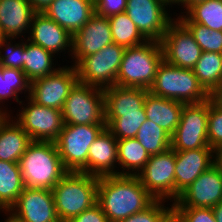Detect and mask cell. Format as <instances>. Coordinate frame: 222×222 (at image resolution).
Returning a JSON list of instances; mask_svg holds the SVG:
<instances>
[{
    "instance_id": "cell-38",
    "label": "cell",
    "mask_w": 222,
    "mask_h": 222,
    "mask_svg": "<svg viewBox=\"0 0 222 222\" xmlns=\"http://www.w3.org/2000/svg\"><path fill=\"white\" fill-rule=\"evenodd\" d=\"M207 135L210 148L222 146V103L215 96L209 98Z\"/></svg>"
},
{
    "instance_id": "cell-32",
    "label": "cell",
    "mask_w": 222,
    "mask_h": 222,
    "mask_svg": "<svg viewBox=\"0 0 222 222\" xmlns=\"http://www.w3.org/2000/svg\"><path fill=\"white\" fill-rule=\"evenodd\" d=\"M108 19L113 43L129 48L147 41L125 12L111 16Z\"/></svg>"
},
{
    "instance_id": "cell-4",
    "label": "cell",
    "mask_w": 222,
    "mask_h": 222,
    "mask_svg": "<svg viewBox=\"0 0 222 222\" xmlns=\"http://www.w3.org/2000/svg\"><path fill=\"white\" fill-rule=\"evenodd\" d=\"M162 61L163 51L158 41L147 40L143 44L125 48L116 85L149 90Z\"/></svg>"
},
{
    "instance_id": "cell-37",
    "label": "cell",
    "mask_w": 222,
    "mask_h": 222,
    "mask_svg": "<svg viewBox=\"0 0 222 222\" xmlns=\"http://www.w3.org/2000/svg\"><path fill=\"white\" fill-rule=\"evenodd\" d=\"M165 200H155L145 210L119 222H173V206H165Z\"/></svg>"
},
{
    "instance_id": "cell-1",
    "label": "cell",
    "mask_w": 222,
    "mask_h": 222,
    "mask_svg": "<svg viewBox=\"0 0 222 222\" xmlns=\"http://www.w3.org/2000/svg\"><path fill=\"white\" fill-rule=\"evenodd\" d=\"M155 200L137 176L112 175L98 178L97 203L109 222H119L141 212Z\"/></svg>"
},
{
    "instance_id": "cell-27",
    "label": "cell",
    "mask_w": 222,
    "mask_h": 222,
    "mask_svg": "<svg viewBox=\"0 0 222 222\" xmlns=\"http://www.w3.org/2000/svg\"><path fill=\"white\" fill-rule=\"evenodd\" d=\"M199 83L211 95L222 89V54L217 52H202L192 69Z\"/></svg>"
},
{
    "instance_id": "cell-49",
    "label": "cell",
    "mask_w": 222,
    "mask_h": 222,
    "mask_svg": "<svg viewBox=\"0 0 222 222\" xmlns=\"http://www.w3.org/2000/svg\"><path fill=\"white\" fill-rule=\"evenodd\" d=\"M92 3H95V2H97L98 0H90Z\"/></svg>"
},
{
    "instance_id": "cell-45",
    "label": "cell",
    "mask_w": 222,
    "mask_h": 222,
    "mask_svg": "<svg viewBox=\"0 0 222 222\" xmlns=\"http://www.w3.org/2000/svg\"><path fill=\"white\" fill-rule=\"evenodd\" d=\"M212 209H213L216 221L222 222V201L216 206H214Z\"/></svg>"
},
{
    "instance_id": "cell-17",
    "label": "cell",
    "mask_w": 222,
    "mask_h": 222,
    "mask_svg": "<svg viewBox=\"0 0 222 222\" xmlns=\"http://www.w3.org/2000/svg\"><path fill=\"white\" fill-rule=\"evenodd\" d=\"M109 19L94 14L88 22L72 35V56L74 66L84 57L95 54L112 44Z\"/></svg>"
},
{
    "instance_id": "cell-9",
    "label": "cell",
    "mask_w": 222,
    "mask_h": 222,
    "mask_svg": "<svg viewBox=\"0 0 222 222\" xmlns=\"http://www.w3.org/2000/svg\"><path fill=\"white\" fill-rule=\"evenodd\" d=\"M209 99L196 104H184L180 122L171 136V148L185 151L210 148L208 144Z\"/></svg>"
},
{
    "instance_id": "cell-44",
    "label": "cell",
    "mask_w": 222,
    "mask_h": 222,
    "mask_svg": "<svg viewBox=\"0 0 222 222\" xmlns=\"http://www.w3.org/2000/svg\"><path fill=\"white\" fill-rule=\"evenodd\" d=\"M215 164L222 171V146L214 150Z\"/></svg>"
},
{
    "instance_id": "cell-34",
    "label": "cell",
    "mask_w": 222,
    "mask_h": 222,
    "mask_svg": "<svg viewBox=\"0 0 222 222\" xmlns=\"http://www.w3.org/2000/svg\"><path fill=\"white\" fill-rule=\"evenodd\" d=\"M144 107L139 112L122 113L116 119H105L106 128L117 139L135 138L139 128L146 121Z\"/></svg>"
},
{
    "instance_id": "cell-5",
    "label": "cell",
    "mask_w": 222,
    "mask_h": 222,
    "mask_svg": "<svg viewBox=\"0 0 222 222\" xmlns=\"http://www.w3.org/2000/svg\"><path fill=\"white\" fill-rule=\"evenodd\" d=\"M149 92L184 104L201 103L212 97L199 83L192 69L176 67L164 59Z\"/></svg>"
},
{
    "instance_id": "cell-48",
    "label": "cell",
    "mask_w": 222,
    "mask_h": 222,
    "mask_svg": "<svg viewBox=\"0 0 222 222\" xmlns=\"http://www.w3.org/2000/svg\"><path fill=\"white\" fill-rule=\"evenodd\" d=\"M3 38V35H2V33H1V31H0V40Z\"/></svg>"
},
{
    "instance_id": "cell-36",
    "label": "cell",
    "mask_w": 222,
    "mask_h": 222,
    "mask_svg": "<svg viewBox=\"0 0 222 222\" xmlns=\"http://www.w3.org/2000/svg\"><path fill=\"white\" fill-rule=\"evenodd\" d=\"M15 39L3 37L0 40V66L23 70L25 39L21 38L19 43H15ZM3 52L5 53L3 54Z\"/></svg>"
},
{
    "instance_id": "cell-42",
    "label": "cell",
    "mask_w": 222,
    "mask_h": 222,
    "mask_svg": "<svg viewBox=\"0 0 222 222\" xmlns=\"http://www.w3.org/2000/svg\"><path fill=\"white\" fill-rule=\"evenodd\" d=\"M36 12H43L54 0H28Z\"/></svg>"
},
{
    "instance_id": "cell-6",
    "label": "cell",
    "mask_w": 222,
    "mask_h": 222,
    "mask_svg": "<svg viewBox=\"0 0 222 222\" xmlns=\"http://www.w3.org/2000/svg\"><path fill=\"white\" fill-rule=\"evenodd\" d=\"M106 124H64L55 144L59 156L68 172L88 174V152Z\"/></svg>"
},
{
    "instance_id": "cell-14",
    "label": "cell",
    "mask_w": 222,
    "mask_h": 222,
    "mask_svg": "<svg viewBox=\"0 0 222 222\" xmlns=\"http://www.w3.org/2000/svg\"><path fill=\"white\" fill-rule=\"evenodd\" d=\"M160 43L163 59L180 68L193 69L203 52L190 31L177 18L169 24Z\"/></svg>"
},
{
    "instance_id": "cell-25",
    "label": "cell",
    "mask_w": 222,
    "mask_h": 222,
    "mask_svg": "<svg viewBox=\"0 0 222 222\" xmlns=\"http://www.w3.org/2000/svg\"><path fill=\"white\" fill-rule=\"evenodd\" d=\"M184 103L147 93L144 110L146 118L172 136L180 122Z\"/></svg>"
},
{
    "instance_id": "cell-47",
    "label": "cell",
    "mask_w": 222,
    "mask_h": 222,
    "mask_svg": "<svg viewBox=\"0 0 222 222\" xmlns=\"http://www.w3.org/2000/svg\"><path fill=\"white\" fill-rule=\"evenodd\" d=\"M222 103V89L215 96Z\"/></svg>"
},
{
    "instance_id": "cell-23",
    "label": "cell",
    "mask_w": 222,
    "mask_h": 222,
    "mask_svg": "<svg viewBox=\"0 0 222 222\" xmlns=\"http://www.w3.org/2000/svg\"><path fill=\"white\" fill-rule=\"evenodd\" d=\"M149 90L113 85L104 89L105 119H116L122 113L139 112Z\"/></svg>"
},
{
    "instance_id": "cell-29",
    "label": "cell",
    "mask_w": 222,
    "mask_h": 222,
    "mask_svg": "<svg viewBox=\"0 0 222 222\" xmlns=\"http://www.w3.org/2000/svg\"><path fill=\"white\" fill-rule=\"evenodd\" d=\"M118 175L137 176L148 162L150 155L136 138L117 140Z\"/></svg>"
},
{
    "instance_id": "cell-11",
    "label": "cell",
    "mask_w": 222,
    "mask_h": 222,
    "mask_svg": "<svg viewBox=\"0 0 222 222\" xmlns=\"http://www.w3.org/2000/svg\"><path fill=\"white\" fill-rule=\"evenodd\" d=\"M168 7L169 0H128L125 13L147 40L160 42L175 19Z\"/></svg>"
},
{
    "instance_id": "cell-18",
    "label": "cell",
    "mask_w": 222,
    "mask_h": 222,
    "mask_svg": "<svg viewBox=\"0 0 222 222\" xmlns=\"http://www.w3.org/2000/svg\"><path fill=\"white\" fill-rule=\"evenodd\" d=\"M27 40L54 55L68 50L72 56V35L43 12L34 14Z\"/></svg>"
},
{
    "instance_id": "cell-21",
    "label": "cell",
    "mask_w": 222,
    "mask_h": 222,
    "mask_svg": "<svg viewBox=\"0 0 222 222\" xmlns=\"http://www.w3.org/2000/svg\"><path fill=\"white\" fill-rule=\"evenodd\" d=\"M43 13L73 35L95 14V9L90 0H54Z\"/></svg>"
},
{
    "instance_id": "cell-19",
    "label": "cell",
    "mask_w": 222,
    "mask_h": 222,
    "mask_svg": "<svg viewBox=\"0 0 222 222\" xmlns=\"http://www.w3.org/2000/svg\"><path fill=\"white\" fill-rule=\"evenodd\" d=\"M175 201L204 171L215 163L212 148L175 151Z\"/></svg>"
},
{
    "instance_id": "cell-43",
    "label": "cell",
    "mask_w": 222,
    "mask_h": 222,
    "mask_svg": "<svg viewBox=\"0 0 222 222\" xmlns=\"http://www.w3.org/2000/svg\"><path fill=\"white\" fill-rule=\"evenodd\" d=\"M203 1H206V0H173L171 2L172 6L173 5H178V6H182L181 7V10L184 9L185 12L191 7L193 6L194 4L196 3H199V2H203ZM181 4V5H180Z\"/></svg>"
},
{
    "instance_id": "cell-39",
    "label": "cell",
    "mask_w": 222,
    "mask_h": 222,
    "mask_svg": "<svg viewBox=\"0 0 222 222\" xmlns=\"http://www.w3.org/2000/svg\"><path fill=\"white\" fill-rule=\"evenodd\" d=\"M173 222H217L213 209L205 207L173 208Z\"/></svg>"
},
{
    "instance_id": "cell-24",
    "label": "cell",
    "mask_w": 222,
    "mask_h": 222,
    "mask_svg": "<svg viewBox=\"0 0 222 222\" xmlns=\"http://www.w3.org/2000/svg\"><path fill=\"white\" fill-rule=\"evenodd\" d=\"M31 142L29 135L11 118L0 117V160L18 163Z\"/></svg>"
},
{
    "instance_id": "cell-3",
    "label": "cell",
    "mask_w": 222,
    "mask_h": 222,
    "mask_svg": "<svg viewBox=\"0 0 222 222\" xmlns=\"http://www.w3.org/2000/svg\"><path fill=\"white\" fill-rule=\"evenodd\" d=\"M98 177L68 172L51 190L61 222L81 214L97 203Z\"/></svg>"
},
{
    "instance_id": "cell-16",
    "label": "cell",
    "mask_w": 222,
    "mask_h": 222,
    "mask_svg": "<svg viewBox=\"0 0 222 222\" xmlns=\"http://www.w3.org/2000/svg\"><path fill=\"white\" fill-rule=\"evenodd\" d=\"M8 212L21 222H61L50 189L25 187Z\"/></svg>"
},
{
    "instance_id": "cell-22",
    "label": "cell",
    "mask_w": 222,
    "mask_h": 222,
    "mask_svg": "<svg viewBox=\"0 0 222 222\" xmlns=\"http://www.w3.org/2000/svg\"><path fill=\"white\" fill-rule=\"evenodd\" d=\"M36 11L28 0H0V31L3 37L23 38L29 34Z\"/></svg>"
},
{
    "instance_id": "cell-33",
    "label": "cell",
    "mask_w": 222,
    "mask_h": 222,
    "mask_svg": "<svg viewBox=\"0 0 222 222\" xmlns=\"http://www.w3.org/2000/svg\"><path fill=\"white\" fill-rule=\"evenodd\" d=\"M135 138L149 155H156L171 148V136L151 120L143 122Z\"/></svg>"
},
{
    "instance_id": "cell-13",
    "label": "cell",
    "mask_w": 222,
    "mask_h": 222,
    "mask_svg": "<svg viewBox=\"0 0 222 222\" xmlns=\"http://www.w3.org/2000/svg\"><path fill=\"white\" fill-rule=\"evenodd\" d=\"M58 66L54 73L31 82L29 97L39 105L62 111L67 96L79 79L74 65Z\"/></svg>"
},
{
    "instance_id": "cell-28",
    "label": "cell",
    "mask_w": 222,
    "mask_h": 222,
    "mask_svg": "<svg viewBox=\"0 0 222 222\" xmlns=\"http://www.w3.org/2000/svg\"><path fill=\"white\" fill-rule=\"evenodd\" d=\"M30 87L31 82L22 70L0 66V114L11 115L8 112L9 110L3 105L6 103L5 101L11 98L20 105L21 99H19V93H27L28 95L25 98L29 97Z\"/></svg>"
},
{
    "instance_id": "cell-40",
    "label": "cell",
    "mask_w": 222,
    "mask_h": 222,
    "mask_svg": "<svg viewBox=\"0 0 222 222\" xmlns=\"http://www.w3.org/2000/svg\"><path fill=\"white\" fill-rule=\"evenodd\" d=\"M128 0H98L94 3L95 14L109 18L123 13L126 10Z\"/></svg>"
},
{
    "instance_id": "cell-12",
    "label": "cell",
    "mask_w": 222,
    "mask_h": 222,
    "mask_svg": "<svg viewBox=\"0 0 222 222\" xmlns=\"http://www.w3.org/2000/svg\"><path fill=\"white\" fill-rule=\"evenodd\" d=\"M176 154L172 148L150 158L137 177L143 187L156 199L175 202Z\"/></svg>"
},
{
    "instance_id": "cell-41",
    "label": "cell",
    "mask_w": 222,
    "mask_h": 222,
    "mask_svg": "<svg viewBox=\"0 0 222 222\" xmlns=\"http://www.w3.org/2000/svg\"><path fill=\"white\" fill-rule=\"evenodd\" d=\"M68 222H109L101 206L96 203L81 214L71 218Z\"/></svg>"
},
{
    "instance_id": "cell-7",
    "label": "cell",
    "mask_w": 222,
    "mask_h": 222,
    "mask_svg": "<svg viewBox=\"0 0 222 222\" xmlns=\"http://www.w3.org/2000/svg\"><path fill=\"white\" fill-rule=\"evenodd\" d=\"M64 124H105L104 90L77 83L62 108Z\"/></svg>"
},
{
    "instance_id": "cell-15",
    "label": "cell",
    "mask_w": 222,
    "mask_h": 222,
    "mask_svg": "<svg viewBox=\"0 0 222 222\" xmlns=\"http://www.w3.org/2000/svg\"><path fill=\"white\" fill-rule=\"evenodd\" d=\"M222 201V171L214 163L204 171L178 199L173 208H213Z\"/></svg>"
},
{
    "instance_id": "cell-26",
    "label": "cell",
    "mask_w": 222,
    "mask_h": 222,
    "mask_svg": "<svg viewBox=\"0 0 222 222\" xmlns=\"http://www.w3.org/2000/svg\"><path fill=\"white\" fill-rule=\"evenodd\" d=\"M24 188L18 163L0 160V212H8Z\"/></svg>"
},
{
    "instance_id": "cell-30",
    "label": "cell",
    "mask_w": 222,
    "mask_h": 222,
    "mask_svg": "<svg viewBox=\"0 0 222 222\" xmlns=\"http://www.w3.org/2000/svg\"><path fill=\"white\" fill-rule=\"evenodd\" d=\"M55 56L50 51L25 39L24 67L22 71L30 82L50 75L59 68H56V63L54 64L53 62Z\"/></svg>"
},
{
    "instance_id": "cell-10",
    "label": "cell",
    "mask_w": 222,
    "mask_h": 222,
    "mask_svg": "<svg viewBox=\"0 0 222 222\" xmlns=\"http://www.w3.org/2000/svg\"><path fill=\"white\" fill-rule=\"evenodd\" d=\"M26 100L24 106L21 100L22 109L18 110L19 114L16 113L17 117L12 116V118L29 135L31 141L55 142L64 125L62 111L39 105L30 97Z\"/></svg>"
},
{
    "instance_id": "cell-2",
    "label": "cell",
    "mask_w": 222,
    "mask_h": 222,
    "mask_svg": "<svg viewBox=\"0 0 222 222\" xmlns=\"http://www.w3.org/2000/svg\"><path fill=\"white\" fill-rule=\"evenodd\" d=\"M22 181L28 188L53 187L68 173L55 142L31 141L18 161Z\"/></svg>"
},
{
    "instance_id": "cell-35",
    "label": "cell",
    "mask_w": 222,
    "mask_h": 222,
    "mask_svg": "<svg viewBox=\"0 0 222 222\" xmlns=\"http://www.w3.org/2000/svg\"><path fill=\"white\" fill-rule=\"evenodd\" d=\"M192 34L203 52L222 54V31H215L198 23H182Z\"/></svg>"
},
{
    "instance_id": "cell-8",
    "label": "cell",
    "mask_w": 222,
    "mask_h": 222,
    "mask_svg": "<svg viewBox=\"0 0 222 222\" xmlns=\"http://www.w3.org/2000/svg\"><path fill=\"white\" fill-rule=\"evenodd\" d=\"M125 47L116 43L84 57L76 66L79 83L105 89L116 85Z\"/></svg>"
},
{
    "instance_id": "cell-20",
    "label": "cell",
    "mask_w": 222,
    "mask_h": 222,
    "mask_svg": "<svg viewBox=\"0 0 222 222\" xmlns=\"http://www.w3.org/2000/svg\"><path fill=\"white\" fill-rule=\"evenodd\" d=\"M117 139L105 127L90 145L88 174L95 177L118 175Z\"/></svg>"
},
{
    "instance_id": "cell-46",
    "label": "cell",
    "mask_w": 222,
    "mask_h": 222,
    "mask_svg": "<svg viewBox=\"0 0 222 222\" xmlns=\"http://www.w3.org/2000/svg\"><path fill=\"white\" fill-rule=\"evenodd\" d=\"M4 214H6L7 218L4 219V222H21L18 219H16L12 214H10L9 212H3Z\"/></svg>"
},
{
    "instance_id": "cell-31",
    "label": "cell",
    "mask_w": 222,
    "mask_h": 222,
    "mask_svg": "<svg viewBox=\"0 0 222 222\" xmlns=\"http://www.w3.org/2000/svg\"><path fill=\"white\" fill-rule=\"evenodd\" d=\"M176 18L181 23H198L212 30L222 31V0L196 3L186 12L179 13Z\"/></svg>"
}]
</instances>
